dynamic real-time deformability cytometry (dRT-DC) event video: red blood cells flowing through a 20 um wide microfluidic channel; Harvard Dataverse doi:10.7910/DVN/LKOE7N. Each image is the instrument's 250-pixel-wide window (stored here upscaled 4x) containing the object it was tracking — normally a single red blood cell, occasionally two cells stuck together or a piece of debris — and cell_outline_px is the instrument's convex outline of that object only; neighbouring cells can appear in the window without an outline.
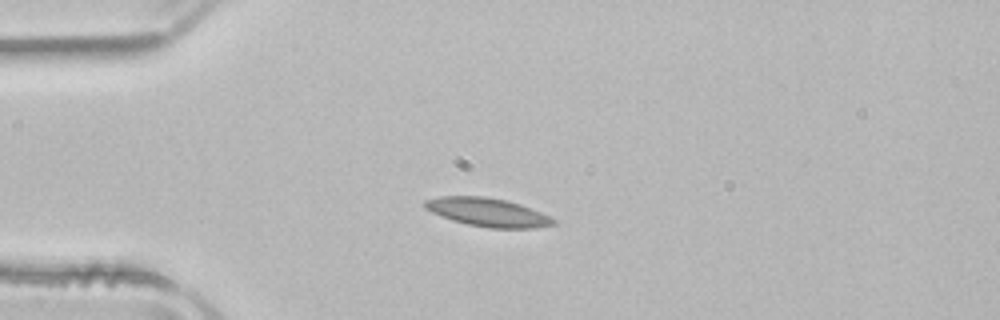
{"species": "common noctule bat (a hibernating species)", "species_latin": "Nyctalus noctula", "temperature_condition": "room temperature", "stored_images_in_passage": 5, "camera_frame_rate_fps": 3000, "um_per_image_px": 0.085, "animal": {"sex": "male", "body_mass_g": 21.5, "forearm_length_mm": 52.0}, "frame": {"image": 1, "passage_image": 4, "time_ms": 1.0, "image_size_px": [1000, 320], "cell_outline_px": [[556, 224], [536, 228], [488, 228], [468, 224], [452, 220], [432, 212], [424, 208], [420, 204], [424, 200], [440, 196], [484, 196], [504, 200], [520, 204], [532, 208], [556, 220]], "centroid_in_image_um": [41.42, 18.04], "position_along_channel_um": 43.6, "area_um2": 21.39}}